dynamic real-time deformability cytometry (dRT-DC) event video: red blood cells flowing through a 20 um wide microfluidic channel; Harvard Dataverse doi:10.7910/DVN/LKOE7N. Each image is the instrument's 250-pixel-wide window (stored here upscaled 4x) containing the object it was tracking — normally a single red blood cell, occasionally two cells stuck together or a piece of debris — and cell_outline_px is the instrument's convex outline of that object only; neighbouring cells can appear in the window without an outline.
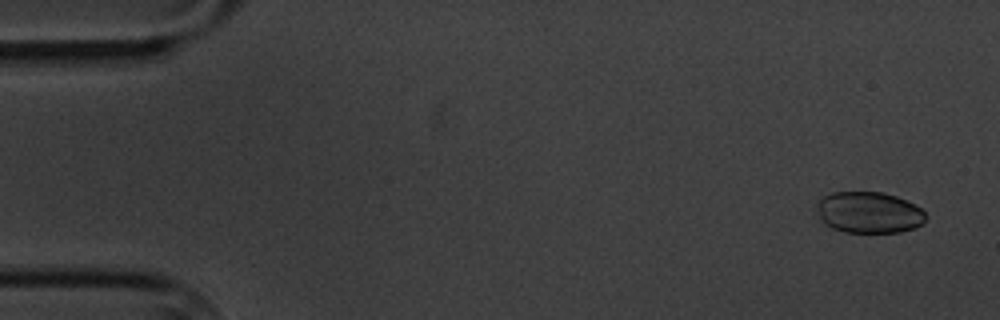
{"species": "common noctule bat (a hibernating species)", "species_latin": "Nyctalus noctula", "temperature_condition": "cold", "stored_images_in_passage": 4, "camera_frame_rate_fps": 3000, "um_per_image_px": 0.085, "animal": {"sex": "male", "body_mass_g": 20.1, "forearm_length_mm": 53.5}, "frame": {"image": 1, "passage_image": 1, "time_ms": 0.0, "image_size_px": [1000, 320], "cell_outline_px": [[924, 220], [916, 228], [900, 232], [844, 232], [832, 228], [824, 224], [820, 220], [820, 200], [824, 196], [832, 192], [884, 192], [896, 196], [916, 204], [924, 212]], "centroid_in_image_um": [73.89, 18.06], "position_along_channel_um": 11.1, "area_um2": 26.01}}